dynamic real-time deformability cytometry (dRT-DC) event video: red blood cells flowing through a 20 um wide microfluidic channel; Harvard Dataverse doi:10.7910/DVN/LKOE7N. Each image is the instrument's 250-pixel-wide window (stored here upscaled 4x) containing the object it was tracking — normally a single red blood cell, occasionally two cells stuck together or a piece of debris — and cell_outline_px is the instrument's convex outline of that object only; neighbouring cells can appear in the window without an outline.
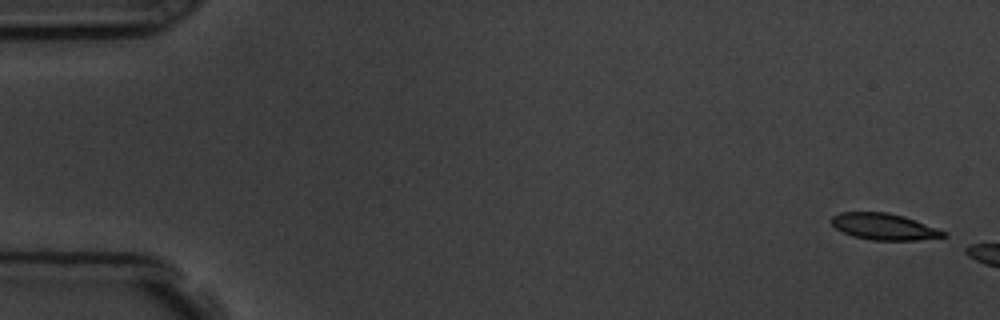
{"species": "common noctule bat (a hibernating species)", "species_latin": "Nyctalus noctula", "temperature_condition": "room temperature", "stored_images_in_passage": 3, "camera_frame_rate_fps": 3000, "um_per_image_px": 0.085, "animal": {"sex": "male", "body_mass_g": 19.5, "forearm_length_mm": 54.6}, "frame": {"image": 1, "passage_image": 1, "time_ms": 0.0, "image_size_px": [1000, 320], "cell_outline_px": [[948, 236], [916, 240], [872, 240], [852, 236], [836, 228], [832, 224], [832, 216], [840, 212], [888, 212], [904, 216], [936, 228], [944, 232]], "centroid_in_image_um": [75.12, 19.26], "position_along_channel_um": 9.9, "area_um2": 17.05}}